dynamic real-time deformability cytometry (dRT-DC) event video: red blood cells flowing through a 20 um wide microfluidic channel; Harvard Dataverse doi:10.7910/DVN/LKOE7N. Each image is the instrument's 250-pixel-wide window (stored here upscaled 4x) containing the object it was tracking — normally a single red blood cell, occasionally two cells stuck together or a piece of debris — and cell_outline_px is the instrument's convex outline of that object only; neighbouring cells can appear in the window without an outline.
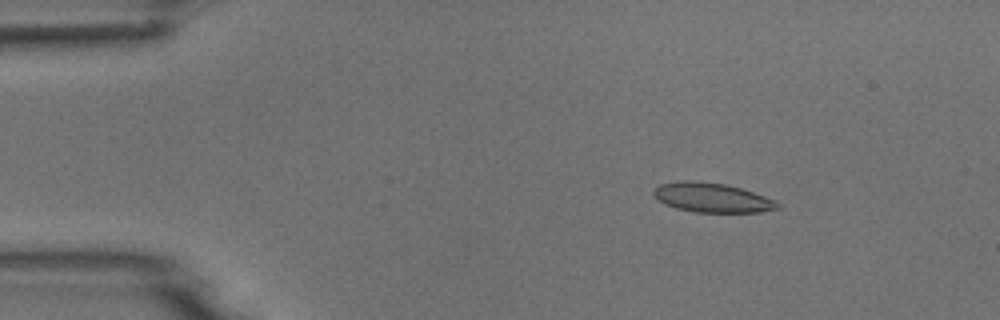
{"species": "common noctule bat (a hibernating species)", "species_latin": "Nyctalus noctula", "temperature_condition": "room temperature", "stored_images_in_passage": 3, "camera_frame_rate_fps": 3000, "um_per_image_px": 0.085, "animal": {"sex": "male", "body_mass_g": 18.8}, "frame": {"image": 1, "passage_image": 1, "time_ms": 0.0, "image_size_px": [1000, 320], "cell_outline_px": [[780, 208], [760, 212], [696, 212], [676, 208], [664, 204], [652, 192], [660, 184], [676, 180], [692, 180], [724, 184], [740, 188], [764, 196], [780, 204]], "centroid_in_image_um": [60.5, 16.79], "position_along_channel_um": 24.5, "area_um2": 21.04}}